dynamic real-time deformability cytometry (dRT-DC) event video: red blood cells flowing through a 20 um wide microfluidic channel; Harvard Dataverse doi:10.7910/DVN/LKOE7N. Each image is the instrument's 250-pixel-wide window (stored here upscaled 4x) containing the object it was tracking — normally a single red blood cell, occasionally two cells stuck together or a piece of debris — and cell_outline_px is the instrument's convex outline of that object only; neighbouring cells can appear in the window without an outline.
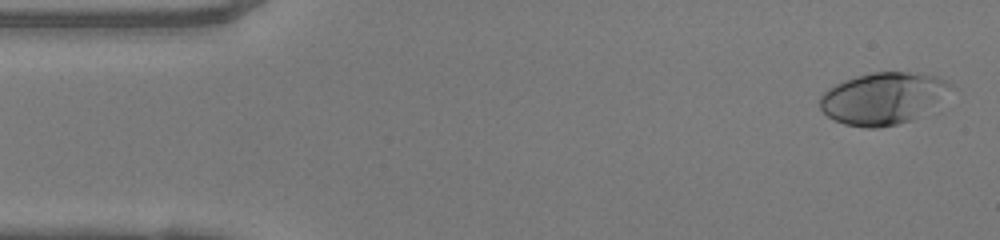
{"species": "human", "species_latin": "Homo sapiens", "temperature_condition": "warm", "stored_images_in_passage": 48, "camera_frame_rate_fps": 3000, "um_per_image_px": 0.085, "donor": {"sex": "female"}, "frame": {"image": 1, "passage_image": 2, "time_ms": 0.333, "image_size_px": [1000, 240], "cell_outline_px": [[952, 84], [912, 120], [880, 128], [864, 128], [844, 124], [828, 116], [820, 108], [820, 96], [828, 88], [844, 80], [856, 76], [872, 72], [908, 72], [936, 76], [948, 80]], "centroid_in_image_um": [74.92, 8.35], "position_along_channel_um": 10.1, "area_um2": 38.32}}
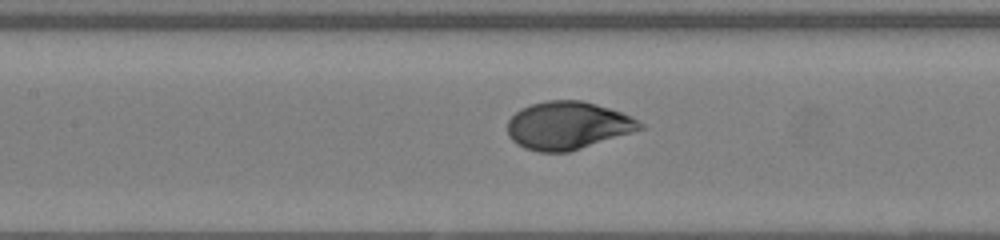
{"frame": {"image": 2, "passage_image": 21, "time_ms": 6.667, "image_size_px": [1000, 240], "cell_outline_px": [[644, 128], [632, 132], [568, 152], [540, 152], [524, 148], [516, 144], [508, 136], [508, 120], [520, 108], [544, 100], [580, 100], [596, 104], [632, 116], [644, 124]], "centroid_in_image_um": [48.23, 10.66], "position_along_channel_um": 159.2, "area_um2": 36.82}}
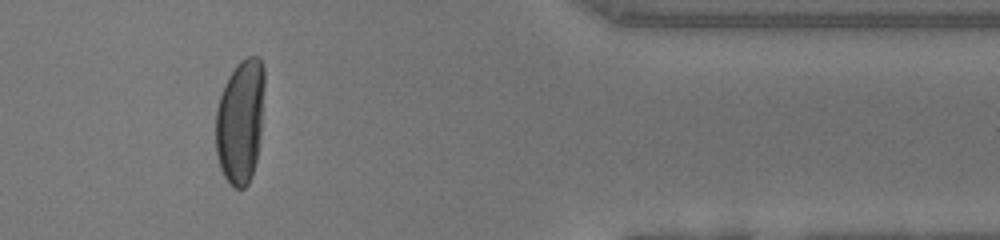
{"frame": {"image": 3, "passage_image": 40, "time_ms": 13.0, "image_size_px": [1000, 240], "cell_outline_px": [[264, 88], [260, 132], [256, 160], [252, 176], [248, 184], [244, 188], [236, 188], [224, 176], [220, 168], [216, 152], [216, 108], [224, 84], [228, 76], [236, 64], [240, 60], [248, 56], [260, 56], [264, 68]], "centroid_in_image_um": [20.42, 10.26], "position_along_channel_um": 391.0, "area_um2": 35.37}, "authors_computed_cell_mechanics": {"area_um2": 36.8186, "velocity_mm_per_s": 4.1439, "shape_relaxation_time_tau1_ms": 4.3634, "shape_relaxation_time_tau2_ms": null, "deformation_change_tau1": 0.2385, "deformation_change_tau2": null}}